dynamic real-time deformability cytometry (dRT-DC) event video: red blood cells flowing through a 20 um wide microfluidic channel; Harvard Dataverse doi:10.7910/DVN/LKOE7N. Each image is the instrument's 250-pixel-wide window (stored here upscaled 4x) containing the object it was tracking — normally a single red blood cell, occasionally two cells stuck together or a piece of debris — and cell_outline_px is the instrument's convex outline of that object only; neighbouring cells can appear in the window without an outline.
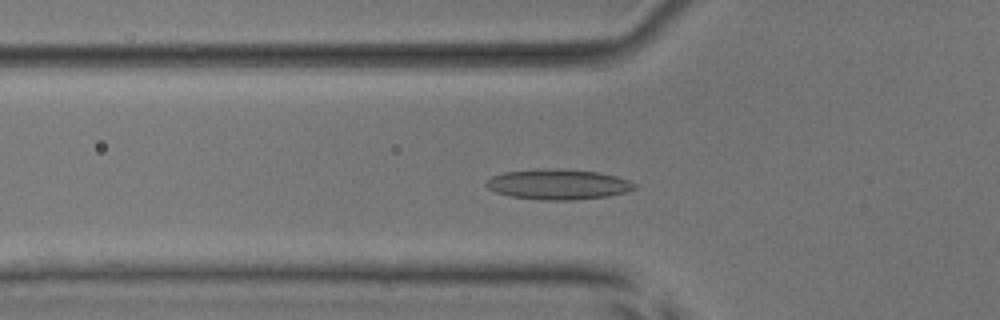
{"species": "common noctule bat (a hibernating species)", "species_latin": "Nyctalus noctula", "temperature_condition": "room temperature", "stored_images_in_passage": 53, "camera_frame_rate_fps": 3000, "um_per_image_px": 0.085, "animal": {"sex": "male", "body_mass_g": 17.9, "forearm_length_mm": 54.2}, "frame": {"image": 1, "passage_image": 18, "time_ms": 5.667, "image_size_px": [1000, 320], "cell_outline_px": [[636, 188], [628, 192], [608, 196], [572, 200], [544, 200], [512, 196], [496, 192], [488, 188], [484, 184], [484, 180], [492, 176], [504, 172], [556, 168], [596, 172], [616, 176], [628, 180], [636, 184]], "centroid_in_image_um": [47.44, 15.67], "position_along_channel_um": 78.4, "area_um2": 26.07}}
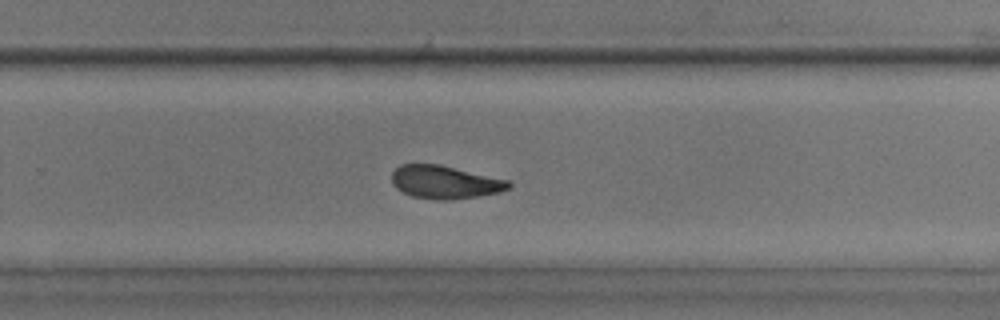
{"frame": {"image": 2, "passage_image": 35, "time_ms": 11.333, "image_size_px": [1000, 320], "cell_outline_px": [[512, 184], [508, 188], [500, 192], [452, 200], [436, 200], [412, 196], [396, 188], [392, 184], [392, 172], [400, 164], [440, 164], [508, 180]], "centroid_in_image_um": [37.79, 15.48], "position_along_channel_um": 292.0, "area_um2": 22.48}}
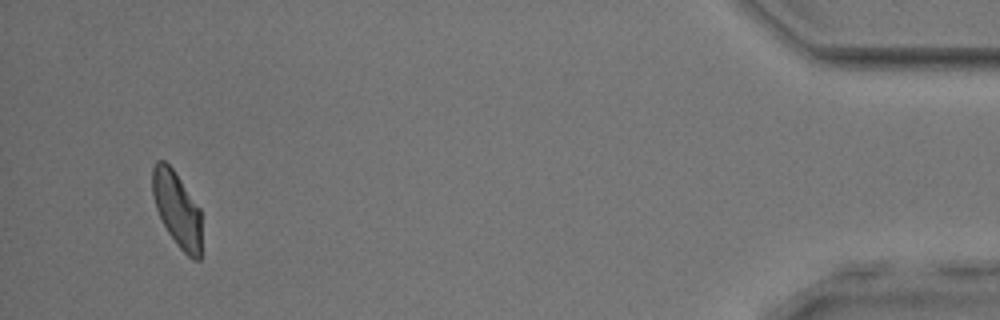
{"frame": {"image": 3, "passage_image": 51, "time_ms": 16.667, "image_size_px": [1000, 320], "cell_outline_px": [[200, 260], [192, 260], [180, 248], [168, 232], [156, 208], [152, 196], [152, 168], [156, 160], [164, 160], [172, 168], [200, 208]], "centroid_in_image_um": [15.03, 17.76], "position_along_channel_um": 420.2, "area_um2": 21.27}, "authors_computed_cell_mechanics": {"area_um2": 23.2356, "velocity_mm_per_s": 3.7798, "shape_relaxation_time_tau1_ms": 7.6644, "shape_relaxation_time_tau2_ms": 3.2492, "deformation_change_tau1": 0.1914, "deformation_change_tau2": 0.1021}}